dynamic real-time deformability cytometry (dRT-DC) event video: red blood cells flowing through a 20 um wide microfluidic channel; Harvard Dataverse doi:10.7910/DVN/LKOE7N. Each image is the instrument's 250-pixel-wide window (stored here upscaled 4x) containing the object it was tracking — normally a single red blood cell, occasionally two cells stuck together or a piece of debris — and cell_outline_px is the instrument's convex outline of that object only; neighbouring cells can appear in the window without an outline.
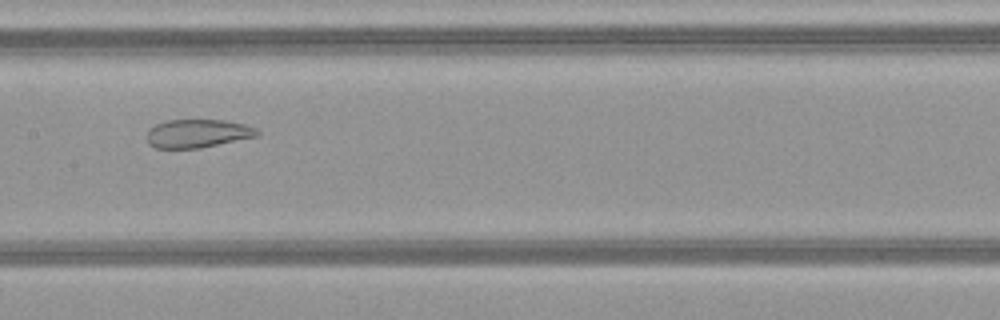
{"species": "common noctule bat (a hibernating species)", "species_latin": "Nyctalus noctula", "temperature_condition": "warm", "stored_images_in_passage": 50, "camera_frame_rate_fps": 3000, "um_per_image_px": 0.085, "animal": {"sex": "female", "body_mass_g": 21.9}, "frame": {"image": 1, "passage_image": 26, "time_ms": 8.333, "image_size_px": [1000, 320], "cell_outline_px": [[260, 136], [200, 148], [156, 148], [148, 144], [148, 128], [156, 124], [168, 120], [224, 120], [244, 124], [256, 128], [260, 132]], "centroid_in_image_um": [16.82, 11.35], "position_along_channel_um": 190.6, "area_um2": 18.32}}
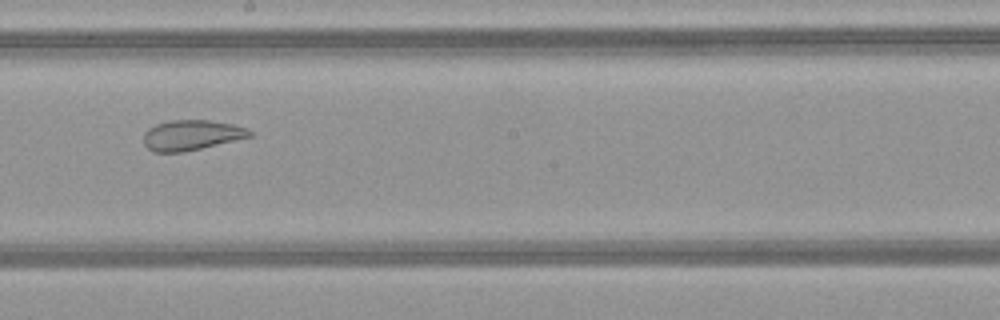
{"frame": {"image": 2, "passage_image": 29, "time_ms": 9.333, "image_size_px": [1000, 320], "cell_outline_px": [[252, 136], [184, 152], [152, 152], [144, 144], [144, 132], [148, 128], [156, 124], [172, 120], [208, 120], [232, 124], [248, 128], [252, 132]], "centroid_in_image_um": [16.26, 11.48], "position_along_channel_um": 231.9, "area_um2": 18.61}}
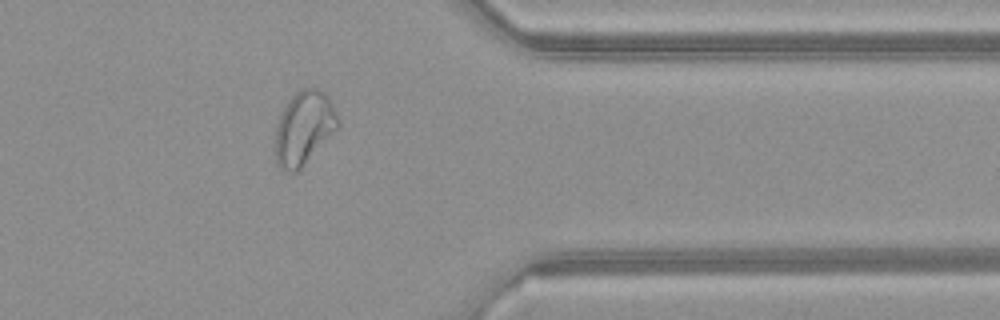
{"frame": {"image": 3, "passage_image": 41, "time_ms": 13.333, "image_size_px": [1000, 320], "cell_outline_px": [[340, 124], [304, 164], [296, 172], [280, 172], [276, 164], [276, 124], [288, 100], [300, 88], [316, 88], [324, 92], [328, 96], [336, 112]], "centroid_in_image_um": [25.8, 10.88], "position_along_channel_um": 385.6, "area_um2": 26.53}, "authors_computed_cell_mechanics": {"area_um2": 28.4376, "velocity_mm_per_s": 4.1443, "shape_relaxation_time_tau1_ms": null, "shape_relaxation_time_tau2_ms": 1.6717, "deformation_change_tau1": null, "deformation_change_tau2": 0.0923}}